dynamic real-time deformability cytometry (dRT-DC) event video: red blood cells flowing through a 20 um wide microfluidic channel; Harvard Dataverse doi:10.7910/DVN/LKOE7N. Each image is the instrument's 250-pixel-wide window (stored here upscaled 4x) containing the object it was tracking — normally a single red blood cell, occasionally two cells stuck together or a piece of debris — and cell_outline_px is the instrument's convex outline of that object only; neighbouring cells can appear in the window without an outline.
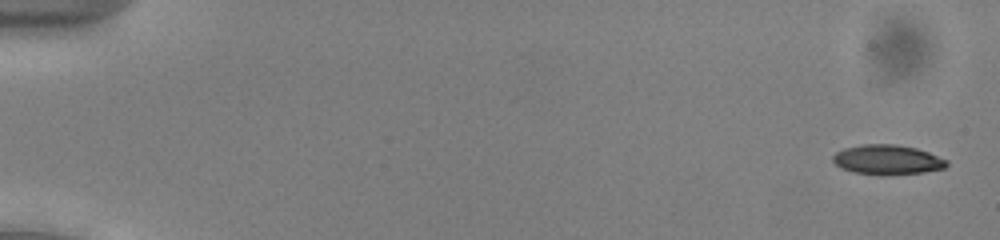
{"species": "common noctule bat (a hibernating species)", "species_latin": "Nyctalus noctula", "temperature_condition": "cold", "stored_images_in_passage": 53, "camera_frame_rate_fps": 3000, "um_per_image_px": 0.085, "animal": {"sex": "male", "body_mass_g": 13.0, "forearm_length_mm": 53.1}, "frame": {"image": 1, "passage_image": 2, "time_ms": 0.333, "image_size_px": [1000, 240], "cell_outline_px": [[948, 164], [944, 168], [924, 172], [888, 176], [880, 176], [852, 172], [840, 168], [832, 160], [832, 156], [836, 152], [844, 148], [864, 144], [892, 144], [916, 148], [928, 152], [948, 160]], "centroid_in_image_um": [75.41, 13.6], "position_along_channel_um": 9.6, "area_um2": 20.0}}
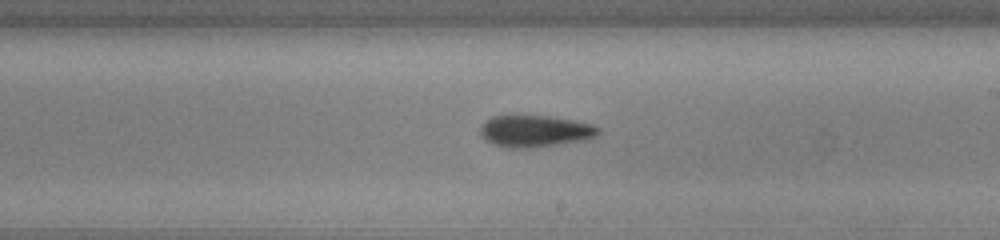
{"frame": {"image": 2, "passage_image": 32, "time_ms": 10.333, "image_size_px": [1000, 240], "cell_outline_px": [[600, 132], [596, 136], [588, 140], [528, 148], [508, 148], [492, 144], [484, 140], [480, 136], [480, 124], [484, 120], [492, 116], [552, 116], [592, 124], [600, 128]], "centroid_in_image_um": [45.45, 11.15], "position_along_channel_um": 243.6, "area_um2": 22.14}}
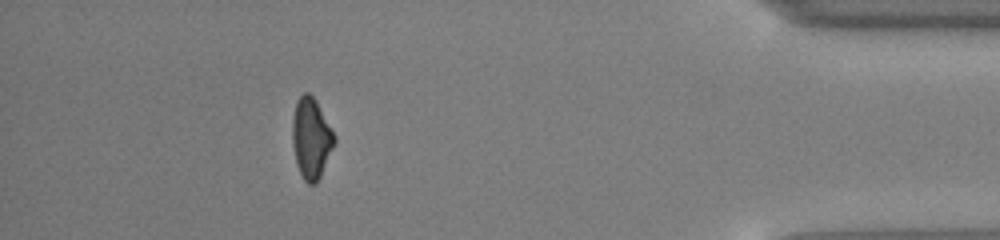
{"frame": {"image": 3, "passage_image": 48, "time_ms": 15.667, "image_size_px": [1000, 240], "cell_outline_px": [[336, 144], [316, 184], [308, 184], [304, 180], [296, 164], [292, 144], [292, 116], [296, 100], [304, 92], [308, 92], [316, 100], [336, 136]], "centroid_in_image_um": [26.45, 11.74], "position_along_channel_um": 408.7, "area_um2": 20.06}, "authors_computed_cell_mechanics": {"area_um2": 20.1722, "velocity_mm_per_s": 3.9696, "shape_relaxation_time_tau1_ms": 2.7945, "shape_relaxation_time_tau2_ms": null, "deformation_change_tau1": 0.1214, "deformation_change_tau2": null}}